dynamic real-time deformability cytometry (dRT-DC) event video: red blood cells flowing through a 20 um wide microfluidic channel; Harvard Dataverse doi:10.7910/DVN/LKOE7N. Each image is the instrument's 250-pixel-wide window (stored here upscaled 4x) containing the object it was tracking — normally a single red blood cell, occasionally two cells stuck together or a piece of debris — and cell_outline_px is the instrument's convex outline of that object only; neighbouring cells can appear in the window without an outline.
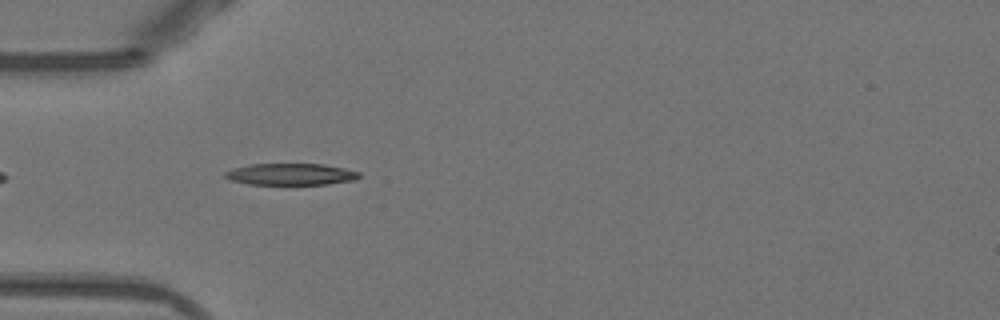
{"species": "Egyptian fruit bat (a non-hibernating species)", "species_latin": "Rousettus aegyptiacus", "temperature_condition": "warm", "stored_images_in_passage": 39, "camera_frame_rate_fps": 3000, "um_per_image_px": 0.085, "animal": {"sex": "female"}, "frame": {"image": 1, "passage_image": 3, "time_ms": 0.667, "image_size_px": [1000, 320], "cell_outline_px": [[360, 176], [356, 180], [328, 184], [248, 184], [232, 180], [224, 176], [224, 172], [232, 168], [248, 164], [324, 164], [344, 168], [360, 172]], "centroid_in_image_um": [24.72, 14.8], "position_along_channel_um": 60.3, "area_um2": 16.94}}
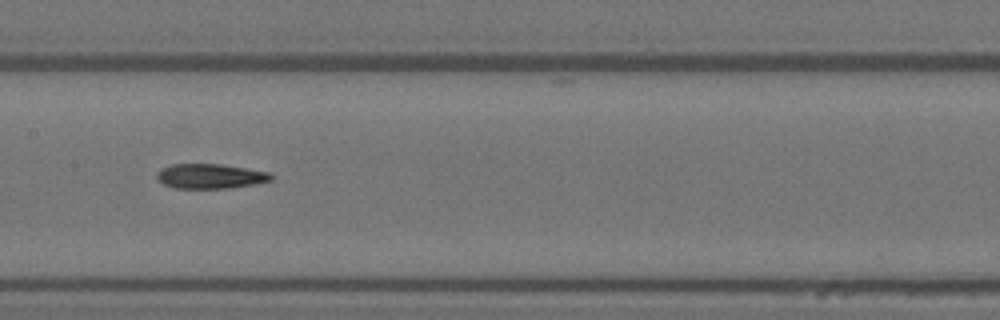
{"frame": {"image": 2, "passage_image": 13, "time_ms": 4.0, "image_size_px": [1000, 320], "cell_outline_px": [[272, 180], [256, 184], [228, 188], [176, 188], [164, 184], [156, 176], [156, 172], [160, 168], [172, 164], [220, 164], [268, 172], [272, 176]], "centroid_in_image_um": [17.85, 14.97], "position_along_channel_um": 189.6, "area_um2": 16.36}}
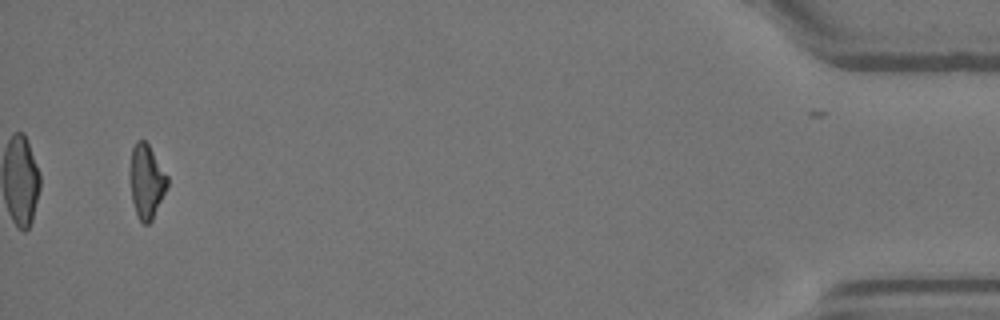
{"frame": {"image": 3, "passage_image": 37, "time_ms": 12.0, "image_size_px": [1000, 320], "cell_outline_px": [[168, 184], [152, 220], [148, 224], [144, 224], [140, 220], [136, 212], [132, 200], [128, 176], [128, 172], [132, 148], [136, 140], [144, 140], [148, 144], [168, 176]], "centroid_in_image_um": [12.42, 15.38], "position_along_channel_um": 422.8, "area_um2": 16.18}, "authors_computed_cell_mechanics": {"area_um2": 16.9354, "velocity_mm_per_s": 3.9285, "shape_relaxation_time_tau1_ms": null, "shape_relaxation_time_tau2_ms": 6.1172, "deformation_change_tau1": null, "deformation_change_tau2": 0.1442}}